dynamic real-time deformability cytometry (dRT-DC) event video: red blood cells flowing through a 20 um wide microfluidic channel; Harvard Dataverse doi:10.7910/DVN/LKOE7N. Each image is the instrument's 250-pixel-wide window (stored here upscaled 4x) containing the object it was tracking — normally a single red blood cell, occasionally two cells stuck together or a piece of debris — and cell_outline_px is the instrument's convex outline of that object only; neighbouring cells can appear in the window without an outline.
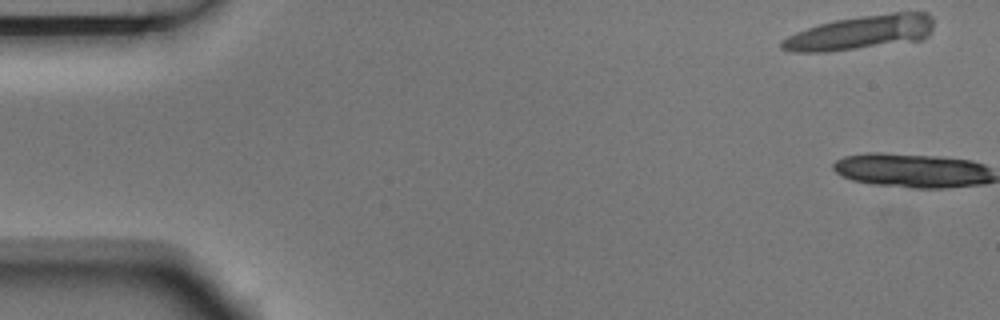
{"species": "Egyptian fruit bat (a non-hibernating species)", "species_latin": "Rousettus aegyptiacus", "temperature_condition": "room temperature", "stored_images_in_passage": 5, "camera_frame_rate_fps": 3000, "um_per_image_px": 0.085, "animal": {"sex": "male"}, "frame": {"image": 1, "passage_image": 1, "time_ms": 0.0, "image_size_px": [1000, 320], "cell_outline_px": [[932, 32], [924, 40], [824, 52], [792, 52], [780, 48], [780, 40], [796, 32], [820, 24], [836, 20], [860, 16], [892, 12], [928, 12], [932, 16]], "centroid_in_image_um": [73.19, 2.76], "position_along_channel_um": 11.8, "area_um2": 30.23}}